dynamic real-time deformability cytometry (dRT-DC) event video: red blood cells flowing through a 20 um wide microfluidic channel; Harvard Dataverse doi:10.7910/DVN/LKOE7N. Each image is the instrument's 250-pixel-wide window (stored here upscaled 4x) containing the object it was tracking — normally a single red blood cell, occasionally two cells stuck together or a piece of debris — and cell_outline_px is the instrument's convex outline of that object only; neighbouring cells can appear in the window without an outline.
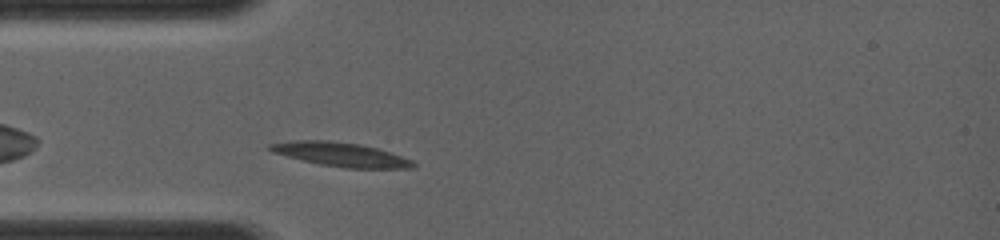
{"species": "common noctule bat (a hibernating species)", "species_latin": "Nyctalus noctula", "temperature_condition": "room temperature", "stored_images_in_passage": 1, "camera_frame_rate_fps": 4000, "um_per_image_px": 0.085, "animal": {"sex": "female", "body_mass_g": 19.0, "forearm_length_mm": 56.7}, "frame": {"image": 1, "passage_image": 1, "time_ms": 0.0, "image_size_px": [1000, 240], "cell_outline_px": [[416, 164], [412, 168], [344, 168], [320, 164], [272, 152], [268, 148], [268, 144], [292, 140], [328, 140], [360, 144], [376, 148], [412, 160]], "centroid_in_image_um": [28.94, 13.12], "position_along_channel_um": 56.1, "area_um2": 19.77}}